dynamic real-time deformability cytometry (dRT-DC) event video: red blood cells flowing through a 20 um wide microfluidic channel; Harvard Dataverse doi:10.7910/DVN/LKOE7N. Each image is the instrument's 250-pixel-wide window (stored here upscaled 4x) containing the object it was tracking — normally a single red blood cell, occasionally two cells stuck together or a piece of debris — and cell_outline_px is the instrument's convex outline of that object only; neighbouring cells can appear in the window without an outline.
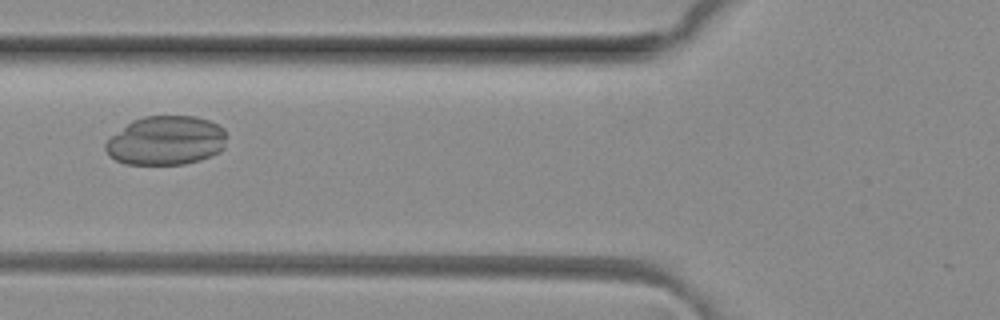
{"species": "common noctule bat (a hibernating species)", "species_latin": "Nyctalus noctula", "temperature_condition": "room temperature", "stored_images_in_passage": 6, "camera_frame_rate_fps": 3000, "um_per_image_px": 0.085, "animal": {"sex": "female", "body_mass_g": 29.2, "forearm_length_mm": 56.3}, "frame": {"image": 1, "passage_image": 6, "time_ms": 1.667, "image_size_px": [1000, 320], "cell_outline_px": [[228, 136], [224, 148], [220, 152], [200, 160], [184, 164], [124, 164], [108, 156], [104, 148], [104, 144], [112, 136], [132, 120], [144, 116], [196, 116], [208, 120], [224, 128]], "centroid_in_image_um": [14.13, 11.95], "position_along_channel_um": 111.7, "area_um2": 34.91}}